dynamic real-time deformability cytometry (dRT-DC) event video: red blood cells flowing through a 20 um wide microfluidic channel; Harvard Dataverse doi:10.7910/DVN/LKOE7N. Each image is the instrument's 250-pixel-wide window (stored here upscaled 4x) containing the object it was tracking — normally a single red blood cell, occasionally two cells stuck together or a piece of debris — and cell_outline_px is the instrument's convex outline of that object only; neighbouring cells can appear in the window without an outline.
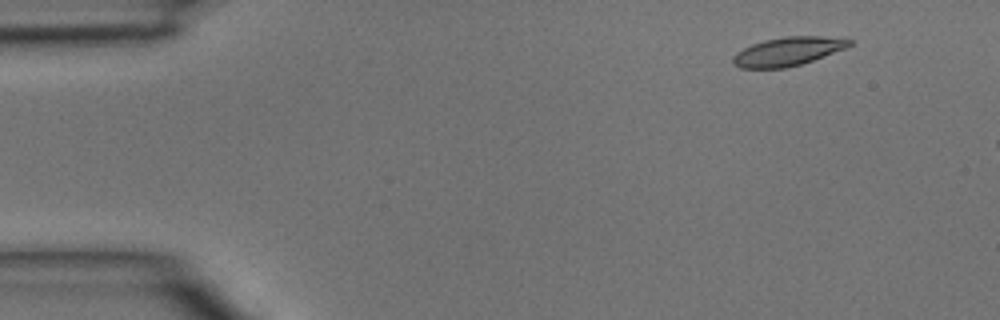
{"species": "common noctule bat (a hibernating species)", "species_latin": "Nyctalus noctula", "temperature_condition": "room temperature", "stored_images_in_passage": 2, "camera_frame_rate_fps": 3000, "um_per_image_px": 0.085, "animal": {"sex": "male", "body_mass_g": 15.6}, "frame": {"image": 1, "passage_image": 1, "time_ms": 0.0, "image_size_px": [1000, 320], "cell_outline_px": [[856, 40], [852, 44], [844, 48], [812, 60], [800, 64], [784, 68], [740, 68], [732, 64], [732, 56], [736, 52], [752, 44], [764, 40], [784, 36], [820, 36]], "centroid_in_image_um": [66.92, 4.37], "position_along_channel_um": 18.1, "area_um2": 19.31}}